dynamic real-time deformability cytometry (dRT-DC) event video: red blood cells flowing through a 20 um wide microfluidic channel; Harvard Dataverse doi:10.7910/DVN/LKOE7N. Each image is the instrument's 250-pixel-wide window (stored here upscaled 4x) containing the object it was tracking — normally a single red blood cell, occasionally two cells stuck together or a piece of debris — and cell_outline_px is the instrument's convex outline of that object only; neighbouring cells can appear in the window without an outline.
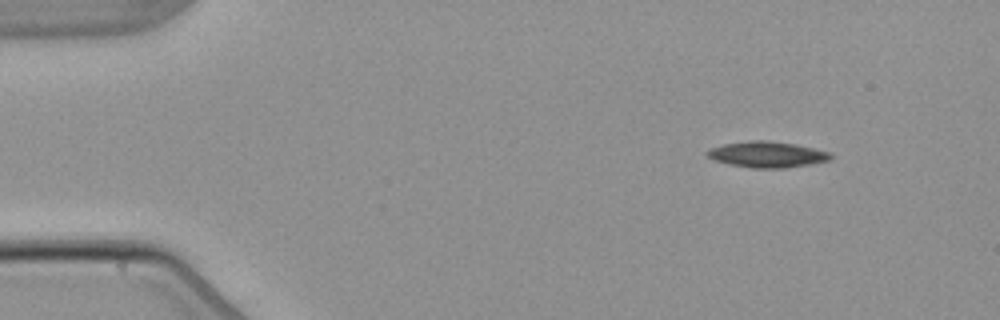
{"species": "common noctule bat (a hibernating species)", "species_latin": "Nyctalus noctula", "temperature_condition": "warm", "stored_images_in_passage": 5, "camera_frame_rate_fps": 3000, "um_per_image_px": 0.085, "animal": {"sex": "male", "body_mass_g": 21.5, "forearm_length_mm": 52.0}, "frame": {"image": 1, "passage_image": 1, "time_ms": 0.0, "image_size_px": [1000, 320], "cell_outline_px": [[832, 160], [784, 168], [752, 168], [728, 164], [712, 160], [704, 152], [708, 148], [724, 144], [752, 140], [764, 140], [796, 144], [828, 152], [832, 156]], "centroid_in_image_um": [65.14, 13.13], "position_along_channel_um": 19.9, "area_um2": 18.67}}
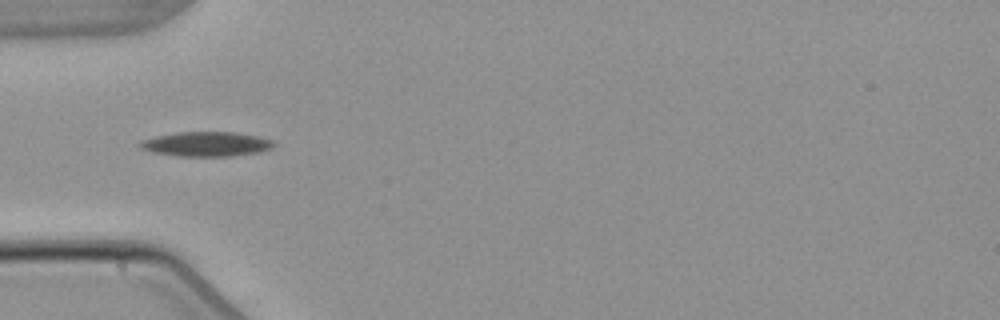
{"frame": {"image": 2, "passage_image": 4, "time_ms": 3.667, "image_size_px": [1000, 320], "cell_outline_px": [[276, 144], [272, 148], [260, 152], [232, 156], [176, 156], [152, 152], [140, 148], [136, 144], [140, 140], [156, 136], [176, 132], [236, 132], [256, 136], [272, 140]], "centroid_in_image_um": [17.5, 12.25], "position_along_channel_um": 67.5, "area_um2": 19.36}}